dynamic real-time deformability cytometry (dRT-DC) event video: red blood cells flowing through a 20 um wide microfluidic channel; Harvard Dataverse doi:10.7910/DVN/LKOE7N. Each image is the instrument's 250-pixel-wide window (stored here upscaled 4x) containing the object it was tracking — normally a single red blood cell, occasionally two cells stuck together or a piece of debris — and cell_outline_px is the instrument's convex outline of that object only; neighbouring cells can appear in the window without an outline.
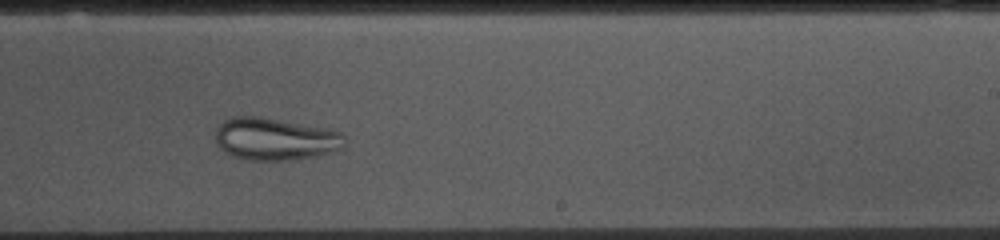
{"species": "common noctule bat (a hibernating species)", "species_latin": "Nyctalus noctula", "temperature_condition": "cold", "stored_images_in_passage": 41, "camera_frame_rate_fps": 3000, "um_per_image_px": 0.085, "animal": {"sex": "female", "body_mass_g": 10.0, "forearm_length_mm": 53.1}, "frame": {"image": 1, "passage_image": 29, "time_ms": 9.333, "image_size_px": [1000, 240], "cell_outline_px": [[348, 144], [344, 148], [332, 152], [316, 156], [292, 160], [244, 160], [232, 156], [224, 152], [220, 148], [216, 140], [216, 128], [224, 120], [232, 116], [260, 116], [328, 128], [340, 132], [344, 136]], "centroid_in_image_um": [23.41, 11.82], "position_along_channel_um": 265.6, "area_um2": 32.43}}
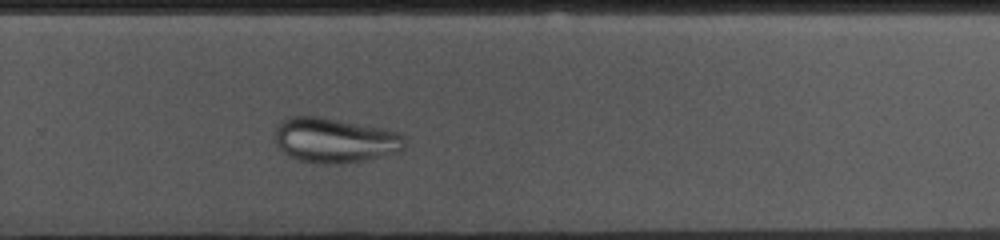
{"frame": {"image": 2, "passage_image": 32, "time_ms": 10.333, "image_size_px": [1000, 240], "cell_outline_px": [[404, 148], [400, 152], [364, 160], [340, 164], [324, 164], [300, 160], [284, 152], [276, 144], [276, 128], [280, 120], [292, 116], [320, 116], [384, 128], [400, 132], [404, 136]], "centroid_in_image_um": [28.48, 11.91], "position_along_channel_um": 301.3, "area_um2": 34.04}}
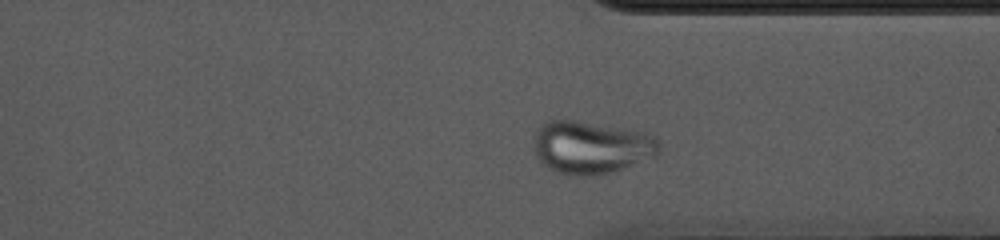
{"frame": {"image": 3, "passage_image": 37, "time_ms": 12.0, "image_size_px": [1000, 240], "cell_outline_px": [[660, 152], [656, 160], [616, 172], [596, 176], [564, 176], [556, 172], [544, 164], [536, 156], [532, 148], [532, 136], [536, 128], [544, 120], [576, 120], [624, 128], [644, 132], [656, 136], [660, 140]], "centroid_in_image_um": [50.3, 12.55], "position_along_channel_um": 361.1, "area_um2": 40.46}}